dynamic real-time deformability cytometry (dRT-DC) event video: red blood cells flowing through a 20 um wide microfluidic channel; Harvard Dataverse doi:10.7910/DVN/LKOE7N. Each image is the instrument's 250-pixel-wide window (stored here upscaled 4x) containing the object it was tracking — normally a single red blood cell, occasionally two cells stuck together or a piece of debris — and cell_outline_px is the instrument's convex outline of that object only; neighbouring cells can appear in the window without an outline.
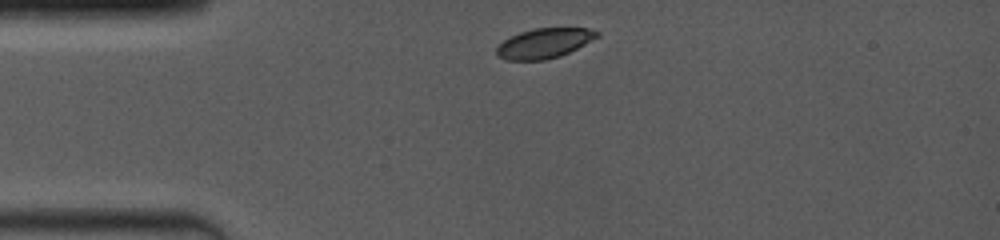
{"species": "common noctule bat (a hibernating species)", "species_latin": "Nyctalus noctula", "temperature_condition": "room temperature", "stored_images_in_passage": 7, "camera_frame_rate_fps": 4000, "um_per_image_px": 0.085, "animal": {"sex": "female", "body_mass_g": 19.0, "forearm_length_mm": 53.3}, "frame": {"image": 1, "passage_image": 1, "time_ms": 0.0, "image_size_px": [1000, 240], "cell_outline_px": [[600, 36], [560, 56], [544, 60], [508, 60], [496, 56], [496, 48], [508, 36], [520, 32], [536, 28], [588, 28], [600, 32]], "centroid_in_image_um": [46.24, 3.67], "position_along_channel_um": 38.8, "area_um2": 17.46}}
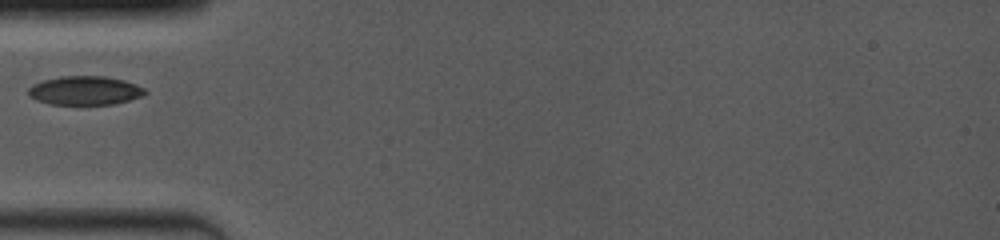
{"frame": {"image": 2, "passage_image": 3, "time_ms": 1.75, "image_size_px": [1000, 240], "cell_outline_px": [[148, 92], [144, 96], [112, 104], [52, 104], [36, 100], [28, 96], [28, 88], [32, 84], [44, 80], [60, 76], [104, 76], [124, 80], [144, 88]], "centroid_in_image_um": [7.21, 7.69], "position_along_channel_um": 77.8, "area_um2": 19.59}}
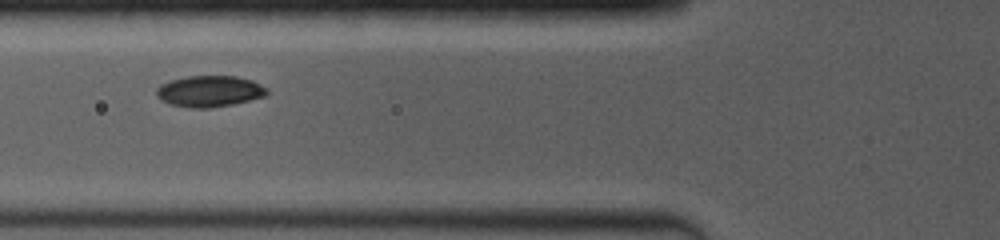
{"frame": {"image": 3, "passage_image": 4, "time_ms": 2.5, "image_size_px": [1000, 240], "cell_outline_px": [[268, 96], [232, 104], [208, 108], [188, 108], [168, 104], [160, 100], [156, 96], [156, 88], [160, 84], [172, 80], [188, 76], [236, 76], [252, 80], [268, 88]], "centroid_in_image_um": [17.8, 7.76], "position_along_channel_um": 108.0, "area_um2": 20.35}}